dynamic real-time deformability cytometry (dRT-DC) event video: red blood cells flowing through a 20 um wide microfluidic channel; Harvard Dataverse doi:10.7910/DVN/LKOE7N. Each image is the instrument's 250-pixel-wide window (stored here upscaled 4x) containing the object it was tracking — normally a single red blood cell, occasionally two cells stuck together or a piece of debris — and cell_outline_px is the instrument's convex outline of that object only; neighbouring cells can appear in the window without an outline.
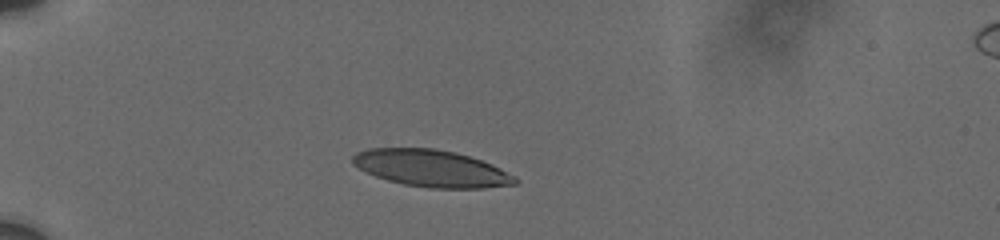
{"species": "human", "species_latin": "Homo sapiens", "temperature_condition": "cold", "stored_images_in_passage": 6, "camera_frame_rate_fps": 3000, "um_per_image_px": 0.085, "donor": {"sex": "male"}, "frame": {"image": 1, "passage_image": 1, "time_ms": 0.0, "image_size_px": [1000, 240], "cell_outline_px": [[520, 180], [516, 184], [484, 188], [428, 188], [404, 184], [388, 180], [376, 176], [352, 164], [352, 156], [356, 152], [368, 148], [432, 148], [456, 152], [492, 164], [516, 176]], "centroid_in_image_um": [36.69, 14.31], "position_along_channel_um": 48.3, "area_um2": 34.91}}
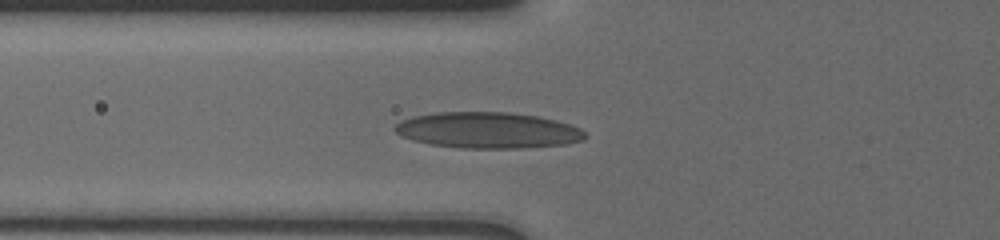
{"frame": {"image": 2, "passage_image": 3, "time_ms": 2.0, "image_size_px": [1000, 240], "cell_outline_px": [[588, 136], [584, 140], [568, 144], [524, 148], [460, 148], [432, 144], [412, 140], [400, 136], [392, 128], [396, 124], [412, 116], [440, 112], [508, 112], [536, 116], [556, 120], [572, 124], [580, 128]], "centroid_in_image_um": [41.5, 11.07], "position_along_channel_um": 84.3, "area_um2": 40.17}}
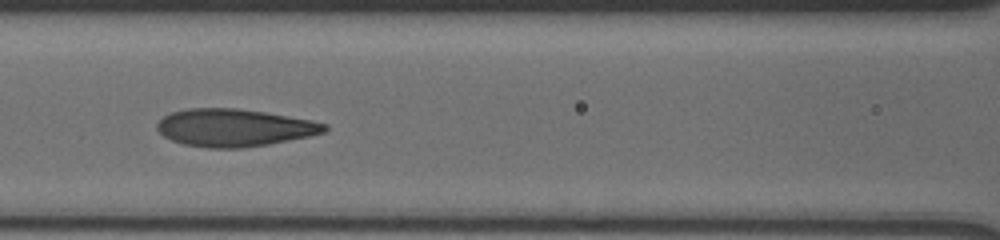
{"frame": {"image": 3, "passage_image": 5, "time_ms": 3.667, "image_size_px": [1000, 240], "cell_outline_px": [[328, 128], [324, 132], [308, 136], [268, 144], [244, 148], [208, 148], [184, 144], [172, 140], [164, 136], [156, 128], [156, 124], [164, 116], [172, 112], [188, 108], [240, 108], [312, 120], [328, 124]], "centroid_in_image_um": [19.9, 10.85], "position_along_channel_um": 146.7, "area_um2": 36.53}}